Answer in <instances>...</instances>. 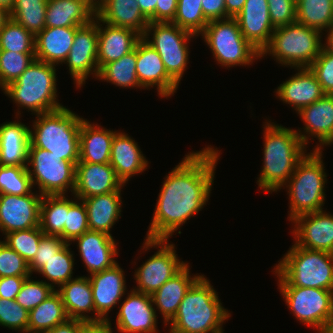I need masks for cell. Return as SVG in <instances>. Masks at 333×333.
Returning a JSON list of instances; mask_svg holds the SVG:
<instances>
[{
    "label": "cell",
    "mask_w": 333,
    "mask_h": 333,
    "mask_svg": "<svg viewBox=\"0 0 333 333\" xmlns=\"http://www.w3.org/2000/svg\"><path fill=\"white\" fill-rule=\"evenodd\" d=\"M220 152L211 145L189 152L166 175L145 238L169 240L203 209L210 198Z\"/></svg>",
    "instance_id": "6da1fadb"
},
{
    "label": "cell",
    "mask_w": 333,
    "mask_h": 333,
    "mask_svg": "<svg viewBox=\"0 0 333 333\" xmlns=\"http://www.w3.org/2000/svg\"><path fill=\"white\" fill-rule=\"evenodd\" d=\"M265 121L264 159L257 184L260 190L273 193L288 182L307 150L294 129Z\"/></svg>",
    "instance_id": "7a4b0ae2"
},
{
    "label": "cell",
    "mask_w": 333,
    "mask_h": 333,
    "mask_svg": "<svg viewBox=\"0 0 333 333\" xmlns=\"http://www.w3.org/2000/svg\"><path fill=\"white\" fill-rule=\"evenodd\" d=\"M218 293L202 275L182 299L174 318L167 324L170 333H223L231 313L222 306Z\"/></svg>",
    "instance_id": "3957f363"
},
{
    "label": "cell",
    "mask_w": 333,
    "mask_h": 333,
    "mask_svg": "<svg viewBox=\"0 0 333 333\" xmlns=\"http://www.w3.org/2000/svg\"><path fill=\"white\" fill-rule=\"evenodd\" d=\"M29 129L30 145L45 149L75 166L79 161V131L84 118L63 107L38 114Z\"/></svg>",
    "instance_id": "277c9868"
},
{
    "label": "cell",
    "mask_w": 333,
    "mask_h": 333,
    "mask_svg": "<svg viewBox=\"0 0 333 333\" xmlns=\"http://www.w3.org/2000/svg\"><path fill=\"white\" fill-rule=\"evenodd\" d=\"M56 65L34 60L19 78L2 91L20 110L44 114L65 106L58 102Z\"/></svg>",
    "instance_id": "5b68a950"
},
{
    "label": "cell",
    "mask_w": 333,
    "mask_h": 333,
    "mask_svg": "<svg viewBox=\"0 0 333 333\" xmlns=\"http://www.w3.org/2000/svg\"><path fill=\"white\" fill-rule=\"evenodd\" d=\"M274 266L278 286L313 287L333 291V254L295 243Z\"/></svg>",
    "instance_id": "8992f818"
},
{
    "label": "cell",
    "mask_w": 333,
    "mask_h": 333,
    "mask_svg": "<svg viewBox=\"0 0 333 333\" xmlns=\"http://www.w3.org/2000/svg\"><path fill=\"white\" fill-rule=\"evenodd\" d=\"M312 151V152H311ZM296 165L295 171L284 185L289 201L288 220L323 210L327 175L322 151L311 150ZM286 186V187H285Z\"/></svg>",
    "instance_id": "52a82bcc"
},
{
    "label": "cell",
    "mask_w": 333,
    "mask_h": 333,
    "mask_svg": "<svg viewBox=\"0 0 333 333\" xmlns=\"http://www.w3.org/2000/svg\"><path fill=\"white\" fill-rule=\"evenodd\" d=\"M321 37L320 31L297 22L276 27L261 58L268 54L282 66L309 67L323 47Z\"/></svg>",
    "instance_id": "ba28073f"
},
{
    "label": "cell",
    "mask_w": 333,
    "mask_h": 333,
    "mask_svg": "<svg viewBox=\"0 0 333 333\" xmlns=\"http://www.w3.org/2000/svg\"><path fill=\"white\" fill-rule=\"evenodd\" d=\"M201 36L220 66H250L261 59V52L244 38L235 18L209 21Z\"/></svg>",
    "instance_id": "9c48e42d"
},
{
    "label": "cell",
    "mask_w": 333,
    "mask_h": 333,
    "mask_svg": "<svg viewBox=\"0 0 333 333\" xmlns=\"http://www.w3.org/2000/svg\"><path fill=\"white\" fill-rule=\"evenodd\" d=\"M196 36L172 22H149L143 35L158 52L168 75L178 85L189 63L188 41Z\"/></svg>",
    "instance_id": "30bf717a"
},
{
    "label": "cell",
    "mask_w": 333,
    "mask_h": 333,
    "mask_svg": "<svg viewBox=\"0 0 333 333\" xmlns=\"http://www.w3.org/2000/svg\"><path fill=\"white\" fill-rule=\"evenodd\" d=\"M26 168L33 187L37 185L42 196L66 194L68 190L73 194L76 166L72 162L45 149L29 147Z\"/></svg>",
    "instance_id": "8fae6325"
},
{
    "label": "cell",
    "mask_w": 333,
    "mask_h": 333,
    "mask_svg": "<svg viewBox=\"0 0 333 333\" xmlns=\"http://www.w3.org/2000/svg\"><path fill=\"white\" fill-rule=\"evenodd\" d=\"M166 239H148L145 238L143 250L146 252L155 248L157 252L143 262L134 272V280L137 286L132 289L144 294L152 295L166 281L179 273L187 264L178 259L175 245L168 243Z\"/></svg>",
    "instance_id": "7c38bea8"
},
{
    "label": "cell",
    "mask_w": 333,
    "mask_h": 333,
    "mask_svg": "<svg viewBox=\"0 0 333 333\" xmlns=\"http://www.w3.org/2000/svg\"><path fill=\"white\" fill-rule=\"evenodd\" d=\"M295 319L324 333L333 319V291L313 287L278 286Z\"/></svg>",
    "instance_id": "4fadbf2b"
},
{
    "label": "cell",
    "mask_w": 333,
    "mask_h": 333,
    "mask_svg": "<svg viewBox=\"0 0 333 333\" xmlns=\"http://www.w3.org/2000/svg\"><path fill=\"white\" fill-rule=\"evenodd\" d=\"M98 17L88 25L79 27L73 40L64 64L68 66L69 73L76 84V88L82 87L90 75L98 78Z\"/></svg>",
    "instance_id": "5bb4252c"
},
{
    "label": "cell",
    "mask_w": 333,
    "mask_h": 333,
    "mask_svg": "<svg viewBox=\"0 0 333 333\" xmlns=\"http://www.w3.org/2000/svg\"><path fill=\"white\" fill-rule=\"evenodd\" d=\"M43 196L31 192L26 195L0 194V231L10 232L38 227Z\"/></svg>",
    "instance_id": "9a60e30c"
},
{
    "label": "cell",
    "mask_w": 333,
    "mask_h": 333,
    "mask_svg": "<svg viewBox=\"0 0 333 333\" xmlns=\"http://www.w3.org/2000/svg\"><path fill=\"white\" fill-rule=\"evenodd\" d=\"M117 314L115 327L120 333H158L151 295L130 289Z\"/></svg>",
    "instance_id": "2e32d148"
},
{
    "label": "cell",
    "mask_w": 333,
    "mask_h": 333,
    "mask_svg": "<svg viewBox=\"0 0 333 333\" xmlns=\"http://www.w3.org/2000/svg\"><path fill=\"white\" fill-rule=\"evenodd\" d=\"M136 74L143 90L156 87L160 98L173 96L179 86L168 75L158 52L143 36L136 44Z\"/></svg>",
    "instance_id": "e0dca14e"
},
{
    "label": "cell",
    "mask_w": 333,
    "mask_h": 333,
    "mask_svg": "<svg viewBox=\"0 0 333 333\" xmlns=\"http://www.w3.org/2000/svg\"><path fill=\"white\" fill-rule=\"evenodd\" d=\"M292 222L297 246L333 254V214L320 210L299 215Z\"/></svg>",
    "instance_id": "ac0fdd59"
},
{
    "label": "cell",
    "mask_w": 333,
    "mask_h": 333,
    "mask_svg": "<svg viewBox=\"0 0 333 333\" xmlns=\"http://www.w3.org/2000/svg\"><path fill=\"white\" fill-rule=\"evenodd\" d=\"M297 114L305 127L303 132L300 129L295 131L305 146L309 143V137H312V140L316 138L320 142L314 146L316 148L313 150L322 151L324 146L333 144V95L325 94L322 98L300 109Z\"/></svg>",
    "instance_id": "d6986e66"
},
{
    "label": "cell",
    "mask_w": 333,
    "mask_h": 333,
    "mask_svg": "<svg viewBox=\"0 0 333 333\" xmlns=\"http://www.w3.org/2000/svg\"><path fill=\"white\" fill-rule=\"evenodd\" d=\"M124 184L117 178L114 168L107 164L78 162L76 164L74 198L84 199L118 191Z\"/></svg>",
    "instance_id": "ffe728a7"
},
{
    "label": "cell",
    "mask_w": 333,
    "mask_h": 333,
    "mask_svg": "<svg viewBox=\"0 0 333 333\" xmlns=\"http://www.w3.org/2000/svg\"><path fill=\"white\" fill-rule=\"evenodd\" d=\"M89 280L95 312L103 320H108V314L111 309L121 302V298L127 292L124 271L116 263L111 268L90 275Z\"/></svg>",
    "instance_id": "44dd1931"
},
{
    "label": "cell",
    "mask_w": 333,
    "mask_h": 333,
    "mask_svg": "<svg viewBox=\"0 0 333 333\" xmlns=\"http://www.w3.org/2000/svg\"><path fill=\"white\" fill-rule=\"evenodd\" d=\"M79 255L90 275L99 273L118 263L114 258L118 256L117 244L113 236L102 232L86 231L75 238Z\"/></svg>",
    "instance_id": "7402d4cb"
},
{
    "label": "cell",
    "mask_w": 333,
    "mask_h": 333,
    "mask_svg": "<svg viewBox=\"0 0 333 333\" xmlns=\"http://www.w3.org/2000/svg\"><path fill=\"white\" fill-rule=\"evenodd\" d=\"M235 19L244 38L262 52L275 29L269 15L268 1L246 0Z\"/></svg>",
    "instance_id": "603a6c76"
},
{
    "label": "cell",
    "mask_w": 333,
    "mask_h": 333,
    "mask_svg": "<svg viewBox=\"0 0 333 333\" xmlns=\"http://www.w3.org/2000/svg\"><path fill=\"white\" fill-rule=\"evenodd\" d=\"M298 72L281 83L275 93L279 100L298 112L305 106L322 98L325 93L309 67L294 68Z\"/></svg>",
    "instance_id": "cb8c5ba5"
},
{
    "label": "cell",
    "mask_w": 333,
    "mask_h": 333,
    "mask_svg": "<svg viewBox=\"0 0 333 333\" xmlns=\"http://www.w3.org/2000/svg\"><path fill=\"white\" fill-rule=\"evenodd\" d=\"M141 37L142 36L133 29L115 27L102 22L98 18L97 63L99 71L106 64L116 61L133 51Z\"/></svg>",
    "instance_id": "d4e9b609"
},
{
    "label": "cell",
    "mask_w": 333,
    "mask_h": 333,
    "mask_svg": "<svg viewBox=\"0 0 333 333\" xmlns=\"http://www.w3.org/2000/svg\"><path fill=\"white\" fill-rule=\"evenodd\" d=\"M138 143L125 132L114 135L110 153V165L117 178L125 185L134 175L144 172L148 167Z\"/></svg>",
    "instance_id": "484cf974"
},
{
    "label": "cell",
    "mask_w": 333,
    "mask_h": 333,
    "mask_svg": "<svg viewBox=\"0 0 333 333\" xmlns=\"http://www.w3.org/2000/svg\"><path fill=\"white\" fill-rule=\"evenodd\" d=\"M187 264L179 273L166 281L156 292L151 295L155 310L158 309L163 317L164 326L167 325L176 315L179 305L191 288V286L202 275H190Z\"/></svg>",
    "instance_id": "4316f807"
},
{
    "label": "cell",
    "mask_w": 333,
    "mask_h": 333,
    "mask_svg": "<svg viewBox=\"0 0 333 333\" xmlns=\"http://www.w3.org/2000/svg\"><path fill=\"white\" fill-rule=\"evenodd\" d=\"M56 291L61 295L68 318L78 319L84 322L103 320L95 312L89 276H78L71 279L61 285ZM92 312L95 314L90 316Z\"/></svg>",
    "instance_id": "83f0119b"
},
{
    "label": "cell",
    "mask_w": 333,
    "mask_h": 333,
    "mask_svg": "<svg viewBox=\"0 0 333 333\" xmlns=\"http://www.w3.org/2000/svg\"><path fill=\"white\" fill-rule=\"evenodd\" d=\"M79 27H45L35 36V58L53 65L64 63Z\"/></svg>",
    "instance_id": "f1b7e54d"
},
{
    "label": "cell",
    "mask_w": 333,
    "mask_h": 333,
    "mask_svg": "<svg viewBox=\"0 0 333 333\" xmlns=\"http://www.w3.org/2000/svg\"><path fill=\"white\" fill-rule=\"evenodd\" d=\"M83 119L79 131V161L94 164L110 163L114 135L118 131L101 128Z\"/></svg>",
    "instance_id": "f546056e"
},
{
    "label": "cell",
    "mask_w": 333,
    "mask_h": 333,
    "mask_svg": "<svg viewBox=\"0 0 333 333\" xmlns=\"http://www.w3.org/2000/svg\"><path fill=\"white\" fill-rule=\"evenodd\" d=\"M29 129L19 120L0 124V166H27Z\"/></svg>",
    "instance_id": "4dcf8cb0"
},
{
    "label": "cell",
    "mask_w": 333,
    "mask_h": 333,
    "mask_svg": "<svg viewBox=\"0 0 333 333\" xmlns=\"http://www.w3.org/2000/svg\"><path fill=\"white\" fill-rule=\"evenodd\" d=\"M123 187L118 191L81 199L87 210L90 231L102 232L112 236L111 228L121 217V189Z\"/></svg>",
    "instance_id": "1f68e13d"
},
{
    "label": "cell",
    "mask_w": 333,
    "mask_h": 333,
    "mask_svg": "<svg viewBox=\"0 0 333 333\" xmlns=\"http://www.w3.org/2000/svg\"><path fill=\"white\" fill-rule=\"evenodd\" d=\"M95 16V10L84 0H47L46 27H81Z\"/></svg>",
    "instance_id": "d6a6232c"
},
{
    "label": "cell",
    "mask_w": 333,
    "mask_h": 333,
    "mask_svg": "<svg viewBox=\"0 0 333 333\" xmlns=\"http://www.w3.org/2000/svg\"><path fill=\"white\" fill-rule=\"evenodd\" d=\"M96 16L109 25L133 29L141 36L149 24L136 0H106Z\"/></svg>",
    "instance_id": "836d02e7"
},
{
    "label": "cell",
    "mask_w": 333,
    "mask_h": 333,
    "mask_svg": "<svg viewBox=\"0 0 333 333\" xmlns=\"http://www.w3.org/2000/svg\"><path fill=\"white\" fill-rule=\"evenodd\" d=\"M67 319L61 295L55 290L29 312L28 332L45 333Z\"/></svg>",
    "instance_id": "e575fe53"
},
{
    "label": "cell",
    "mask_w": 333,
    "mask_h": 333,
    "mask_svg": "<svg viewBox=\"0 0 333 333\" xmlns=\"http://www.w3.org/2000/svg\"><path fill=\"white\" fill-rule=\"evenodd\" d=\"M296 22L307 27L327 31L333 25L332 0H298Z\"/></svg>",
    "instance_id": "d590c367"
},
{
    "label": "cell",
    "mask_w": 333,
    "mask_h": 333,
    "mask_svg": "<svg viewBox=\"0 0 333 333\" xmlns=\"http://www.w3.org/2000/svg\"><path fill=\"white\" fill-rule=\"evenodd\" d=\"M98 79L123 88H141L136 74V46L129 54L106 64L100 71Z\"/></svg>",
    "instance_id": "8d00e7d4"
},
{
    "label": "cell",
    "mask_w": 333,
    "mask_h": 333,
    "mask_svg": "<svg viewBox=\"0 0 333 333\" xmlns=\"http://www.w3.org/2000/svg\"><path fill=\"white\" fill-rule=\"evenodd\" d=\"M68 212V196L43 195L40 205V228L46 235L59 236L63 232Z\"/></svg>",
    "instance_id": "74e56055"
},
{
    "label": "cell",
    "mask_w": 333,
    "mask_h": 333,
    "mask_svg": "<svg viewBox=\"0 0 333 333\" xmlns=\"http://www.w3.org/2000/svg\"><path fill=\"white\" fill-rule=\"evenodd\" d=\"M47 0H14L10 18L36 36L45 27Z\"/></svg>",
    "instance_id": "f35d334b"
},
{
    "label": "cell",
    "mask_w": 333,
    "mask_h": 333,
    "mask_svg": "<svg viewBox=\"0 0 333 333\" xmlns=\"http://www.w3.org/2000/svg\"><path fill=\"white\" fill-rule=\"evenodd\" d=\"M67 243L60 251L52 256L46 263L37 271L49 281L50 286L59 288L67 281L74 279V254L70 251V245ZM52 282V283H51ZM54 284V285H53Z\"/></svg>",
    "instance_id": "ab89813d"
},
{
    "label": "cell",
    "mask_w": 333,
    "mask_h": 333,
    "mask_svg": "<svg viewBox=\"0 0 333 333\" xmlns=\"http://www.w3.org/2000/svg\"><path fill=\"white\" fill-rule=\"evenodd\" d=\"M0 50L35 53V36L10 18L0 29Z\"/></svg>",
    "instance_id": "60d3db41"
},
{
    "label": "cell",
    "mask_w": 333,
    "mask_h": 333,
    "mask_svg": "<svg viewBox=\"0 0 333 333\" xmlns=\"http://www.w3.org/2000/svg\"><path fill=\"white\" fill-rule=\"evenodd\" d=\"M35 59V53L0 50V88L15 82Z\"/></svg>",
    "instance_id": "b9f144b4"
},
{
    "label": "cell",
    "mask_w": 333,
    "mask_h": 333,
    "mask_svg": "<svg viewBox=\"0 0 333 333\" xmlns=\"http://www.w3.org/2000/svg\"><path fill=\"white\" fill-rule=\"evenodd\" d=\"M172 23L198 37L208 24L202 11L201 0H178Z\"/></svg>",
    "instance_id": "7bdbcfd3"
},
{
    "label": "cell",
    "mask_w": 333,
    "mask_h": 333,
    "mask_svg": "<svg viewBox=\"0 0 333 333\" xmlns=\"http://www.w3.org/2000/svg\"><path fill=\"white\" fill-rule=\"evenodd\" d=\"M43 231L40 226L25 230L10 232L3 240L11 249L16 251L29 264L36 255Z\"/></svg>",
    "instance_id": "ee69618b"
},
{
    "label": "cell",
    "mask_w": 333,
    "mask_h": 333,
    "mask_svg": "<svg viewBox=\"0 0 333 333\" xmlns=\"http://www.w3.org/2000/svg\"><path fill=\"white\" fill-rule=\"evenodd\" d=\"M32 188L26 167L0 166V194L26 195Z\"/></svg>",
    "instance_id": "f6af8a7d"
},
{
    "label": "cell",
    "mask_w": 333,
    "mask_h": 333,
    "mask_svg": "<svg viewBox=\"0 0 333 333\" xmlns=\"http://www.w3.org/2000/svg\"><path fill=\"white\" fill-rule=\"evenodd\" d=\"M89 230L87 210L82 200L75 201L68 198V212L63 232L59 237L66 243H71L75 238Z\"/></svg>",
    "instance_id": "bcb514c9"
},
{
    "label": "cell",
    "mask_w": 333,
    "mask_h": 333,
    "mask_svg": "<svg viewBox=\"0 0 333 333\" xmlns=\"http://www.w3.org/2000/svg\"><path fill=\"white\" fill-rule=\"evenodd\" d=\"M30 277L25 279L15 299L20 306L29 312L56 290V288L50 286L49 282L33 280Z\"/></svg>",
    "instance_id": "7dc6e473"
},
{
    "label": "cell",
    "mask_w": 333,
    "mask_h": 333,
    "mask_svg": "<svg viewBox=\"0 0 333 333\" xmlns=\"http://www.w3.org/2000/svg\"><path fill=\"white\" fill-rule=\"evenodd\" d=\"M29 311L15 300L0 298V326L11 330L28 332Z\"/></svg>",
    "instance_id": "c3c4849f"
},
{
    "label": "cell",
    "mask_w": 333,
    "mask_h": 333,
    "mask_svg": "<svg viewBox=\"0 0 333 333\" xmlns=\"http://www.w3.org/2000/svg\"><path fill=\"white\" fill-rule=\"evenodd\" d=\"M9 276H32V274L24 258L0 240V278Z\"/></svg>",
    "instance_id": "681fc988"
},
{
    "label": "cell",
    "mask_w": 333,
    "mask_h": 333,
    "mask_svg": "<svg viewBox=\"0 0 333 333\" xmlns=\"http://www.w3.org/2000/svg\"><path fill=\"white\" fill-rule=\"evenodd\" d=\"M325 94L333 95V53L322 47L319 56L309 66Z\"/></svg>",
    "instance_id": "f907efd6"
},
{
    "label": "cell",
    "mask_w": 333,
    "mask_h": 333,
    "mask_svg": "<svg viewBox=\"0 0 333 333\" xmlns=\"http://www.w3.org/2000/svg\"><path fill=\"white\" fill-rule=\"evenodd\" d=\"M67 243L57 235L43 234L40 239L36 255L29 263L31 274L36 273L54 254L60 251Z\"/></svg>",
    "instance_id": "816d5d0a"
},
{
    "label": "cell",
    "mask_w": 333,
    "mask_h": 333,
    "mask_svg": "<svg viewBox=\"0 0 333 333\" xmlns=\"http://www.w3.org/2000/svg\"><path fill=\"white\" fill-rule=\"evenodd\" d=\"M273 26L280 27L296 22V2L294 0H267Z\"/></svg>",
    "instance_id": "f5cc1de1"
},
{
    "label": "cell",
    "mask_w": 333,
    "mask_h": 333,
    "mask_svg": "<svg viewBox=\"0 0 333 333\" xmlns=\"http://www.w3.org/2000/svg\"><path fill=\"white\" fill-rule=\"evenodd\" d=\"M27 277L29 276H9L0 278V298L15 300Z\"/></svg>",
    "instance_id": "db71d44e"
},
{
    "label": "cell",
    "mask_w": 333,
    "mask_h": 333,
    "mask_svg": "<svg viewBox=\"0 0 333 333\" xmlns=\"http://www.w3.org/2000/svg\"><path fill=\"white\" fill-rule=\"evenodd\" d=\"M205 19L209 21L228 19L225 0H201Z\"/></svg>",
    "instance_id": "11a10c76"
},
{
    "label": "cell",
    "mask_w": 333,
    "mask_h": 333,
    "mask_svg": "<svg viewBox=\"0 0 333 333\" xmlns=\"http://www.w3.org/2000/svg\"><path fill=\"white\" fill-rule=\"evenodd\" d=\"M178 0H157L156 22H172L177 12Z\"/></svg>",
    "instance_id": "9f6ffc18"
},
{
    "label": "cell",
    "mask_w": 333,
    "mask_h": 333,
    "mask_svg": "<svg viewBox=\"0 0 333 333\" xmlns=\"http://www.w3.org/2000/svg\"><path fill=\"white\" fill-rule=\"evenodd\" d=\"M108 320L83 321L80 325L79 333H113L112 326Z\"/></svg>",
    "instance_id": "6f0895ef"
},
{
    "label": "cell",
    "mask_w": 333,
    "mask_h": 333,
    "mask_svg": "<svg viewBox=\"0 0 333 333\" xmlns=\"http://www.w3.org/2000/svg\"><path fill=\"white\" fill-rule=\"evenodd\" d=\"M82 322V320L68 318L65 322L45 333H79Z\"/></svg>",
    "instance_id": "680465c9"
},
{
    "label": "cell",
    "mask_w": 333,
    "mask_h": 333,
    "mask_svg": "<svg viewBox=\"0 0 333 333\" xmlns=\"http://www.w3.org/2000/svg\"><path fill=\"white\" fill-rule=\"evenodd\" d=\"M142 14L149 22H156V2L157 0H136Z\"/></svg>",
    "instance_id": "91938a15"
},
{
    "label": "cell",
    "mask_w": 333,
    "mask_h": 333,
    "mask_svg": "<svg viewBox=\"0 0 333 333\" xmlns=\"http://www.w3.org/2000/svg\"><path fill=\"white\" fill-rule=\"evenodd\" d=\"M246 0H225L226 13L229 18H235L242 10Z\"/></svg>",
    "instance_id": "94428289"
},
{
    "label": "cell",
    "mask_w": 333,
    "mask_h": 333,
    "mask_svg": "<svg viewBox=\"0 0 333 333\" xmlns=\"http://www.w3.org/2000/svg\"><path fill=\"white\" fill-rule=\"evenodd\" d=\"M328 32V33H327ZM327 35H326V43L323 44V47L333 53V25L326 31Z\"/></svg>",
    "instance_id": "6125c7cd"
},
{
    "label": "cell",
    "mask_w": 333,
    "mask_h": 333,
    "mask_svg": "<svg viewBox=\"0 0 333 333\" xmlns=\"http://www.w3.org/2000/svg\"><path fill=\"white\" fill-rule=\"evenodd\" d=\"M10 19V12L0 6V29Z\"/></svg>",
    "instance_id": "be15d7a7"
},
{
    "label": "cell",
    "mask_w": 333,
    "mask_h": 333,
    "mask_svg": "<svg viewBox=\"0 0 333 333\" xmlns=\"http://www.w3.org/2000/svg\"><path fill=\"white\" fill-rule=\"evenodd\" d=\"M95 12L105 3L106 0H84Z\"/></svg>",
    "instance_id": "e7e4bbea"
},
{
    "label": "cell",
    "mask_w": 333,
    "mask_h": 333,
    "mask_svg": "<svg viewBox=\"0 0 333 333\" xmlns=\"http://www.w3.org/2000/svg\"><path fill=\"white\" fill-rule=\"evenodd\" d=\"M14 0H0V6L11 12L13 9Z\"/></svg>",
    "instance_id": "03108f58"
},
{
    "label": "cell",
    "mask_w": 333,
    "mask_h": 333,
    "mask_svg": "<svg viewBox=\"0 0 333 333\" xmlns=\"http://www.w3.org/2000/svg\"><path fill=\"white\" fill-rule=\"evenodd\" d=\"M324 333H333V320L328 324Z\"/></svg>",
    "instance_id": "003e7915"
}]
</instances>
